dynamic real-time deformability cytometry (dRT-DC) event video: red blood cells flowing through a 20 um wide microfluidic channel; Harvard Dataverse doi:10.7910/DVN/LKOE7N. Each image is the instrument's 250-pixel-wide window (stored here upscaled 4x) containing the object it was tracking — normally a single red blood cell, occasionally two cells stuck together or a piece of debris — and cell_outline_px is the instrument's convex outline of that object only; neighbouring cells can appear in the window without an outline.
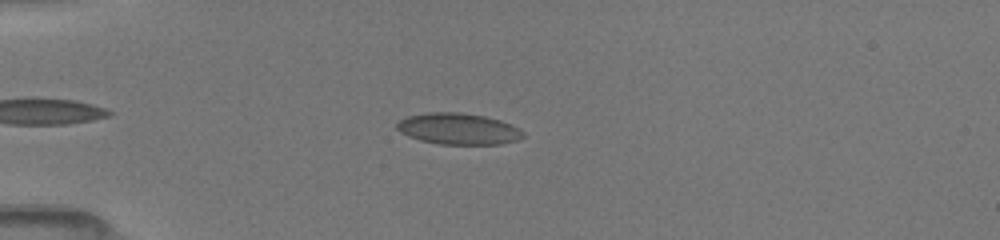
{"species": "common noctule bat (a hibernating species)", "species_latin": "Nyctalus noctula", "temperature_condition": "room temperature", "stored_images_in_passage": 43, "camera_frame_rate_fps": 3000, "um_per_image_px": 0.085, "animal": {"sex": "female", "body_mass_g": 19.5, "forearm_length_mm": 54.1}, "frame": {"image": 1, "passage_image": 10, "time_ms": 3.0, "image_size_px": [1000, 240], "cell_outline_px": [[524, 136], [516, 140], [504, 144], [440, 144], [420, 140], [408, 136], [400, 132], [396, 128], [396, 124], [400, 120], [408, 116], [428, 112], [460, 112], [484, 116], [500, 120], [520, 128], [524, 132]], "centroid_in_image_um": [38.96, 10.95], "position_along_channel_um": 46.0, "area_um2": 23.06}}
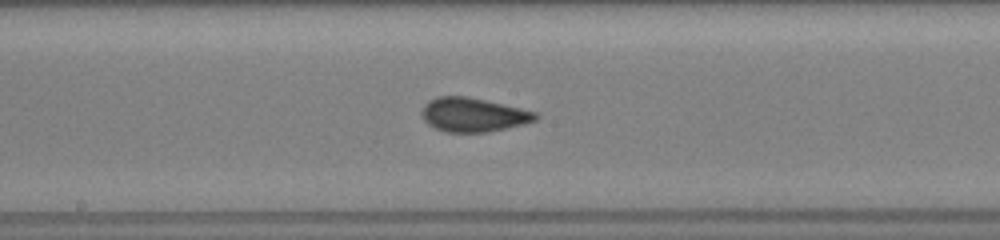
{"frame": {"image": 2, "passage_image": 24, "time_ms": 7.667, "image_size_px": [1000, 240], "cell_outline_px": [[540, 116], [536, 120], [524, 124], [488, 132], [444, 132], [428, 124], [420, 116], [420, 112], [424, 104], [428, 100], [436, 96], [468, 96], [520, 108], [536, 112]], "centroid_in_image_um": [40.19, 9.75], "position_along_channel_um": 208.0, "area_um2": 22.72}}
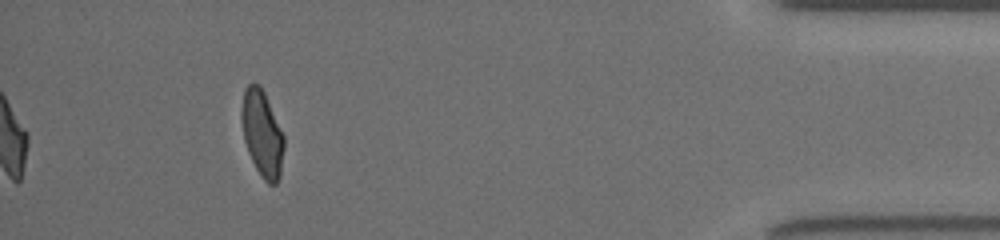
{"frame": {"image": 3, "passage_image": 43, "time_ms": 14.0, "image_size_px": [1000, 240], "cell_outline_px": [[284, 148], [280, 176], [276, 184], [268, 184], [260, 176], [248, 152], [244, 140], [240, 120], [240, 108], [244, 88], [252, 80], [260, 84], [264, 92], [284, 136]], "centroid_in_image_um": [22.25, 11.31], "position_along_channel_um": 412.9, "area_um2": 21.68}, "authors_computed_cell_mechanics": {"area_um2": 22.5998, "velocity_mm_per_s": 4.0629, "shape_relaxation_time_tau1_ms": 5.4145, "shape_relaxation_time_tau2_ms": 0.7045, "deformation_change_tau1": 0.1305, "deformation_change_tau2": 0.0529}}